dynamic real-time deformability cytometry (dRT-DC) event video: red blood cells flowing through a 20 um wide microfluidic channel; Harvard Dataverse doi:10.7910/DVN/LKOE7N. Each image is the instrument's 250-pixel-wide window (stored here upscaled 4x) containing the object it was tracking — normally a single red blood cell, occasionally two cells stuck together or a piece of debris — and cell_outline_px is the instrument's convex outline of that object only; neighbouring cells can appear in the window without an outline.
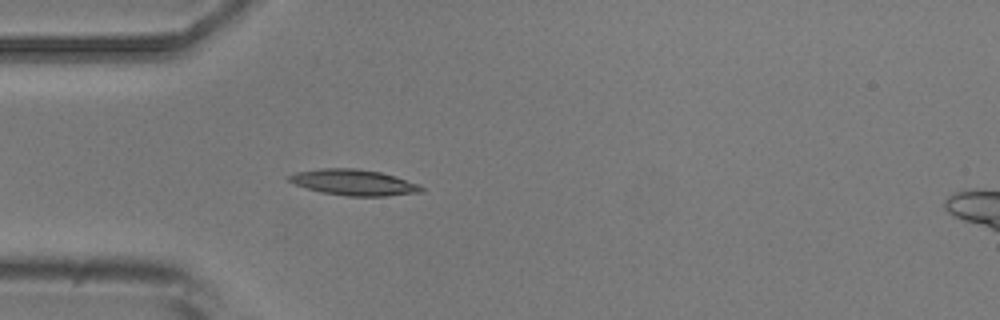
{"species": "common noctule bat (a hibernating species)", "species_latin": "Nyctalus noctula", "temperature_condition": "room temperature", "stored_images_in_passage": 4, "camera_frame_rate_fps": 3000, "um_per_image_px": 0.085, "animal": {"sex": "male", "body_mass_g": 20.5, "forearm_length_mm": 52.5}, "frame": {"image": 1, "passage_image": 4, "time_ms": 4.333, "image_size_px": [1000, 320], "cell_outline_px": [[424, 188], [420, 192], [384, 196], [348, 196], [320, 192], [296, 184], [288, 180], [288, 176], [296, 172], [320, 168], [360, 168], [380, 172], [396, 176], [420, 184]], "centroid_in_image_um": [30.09, 15.49], "position_along_channel_um": 54.9, "area_um2": 19.94}}